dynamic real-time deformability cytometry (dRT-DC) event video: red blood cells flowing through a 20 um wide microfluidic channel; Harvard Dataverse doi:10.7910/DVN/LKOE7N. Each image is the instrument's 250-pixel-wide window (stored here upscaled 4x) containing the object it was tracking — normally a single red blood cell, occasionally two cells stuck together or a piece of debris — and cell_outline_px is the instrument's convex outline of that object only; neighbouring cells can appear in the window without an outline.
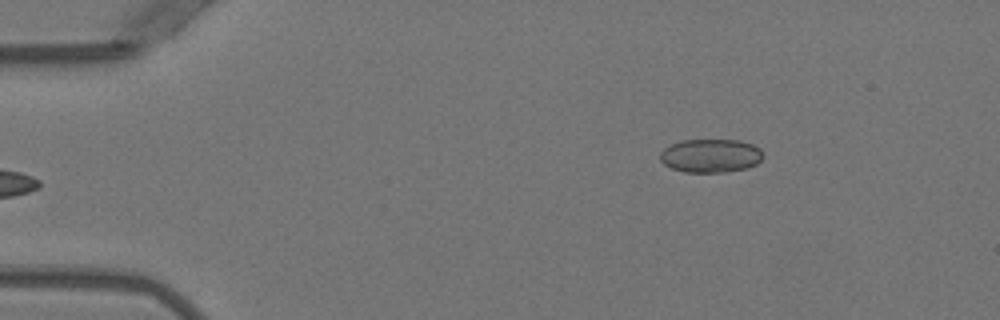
{"species": "Egyptian fruit bat (a non-hibernating species)", "species_latin": "Rousettus aegyptiacus", "temperature_condition": "warm", "stored_images_in_passage": 44, "camera_frame_rate_fps": 3000, "um_per_image_px": 0.085, "animal": {"sex": "female"}, "frame": {"image": 1, "passage_image": 1, "time_ms": 0.0, "image_size_px": [1000, 320], "cell_outline_px": [[764, 156], [756, 164], [748, 168], [728, 172], [684, 172], [672, 168], [664, 164], [660, 160], [660, 152], [664, 148], [680, 140], [740, 140], [752, 144], [760, 148]], "centroid_in_image_um": [60.42, 13.24], "position_along_channel_um": 24.6, "area_um2": 20.29}}
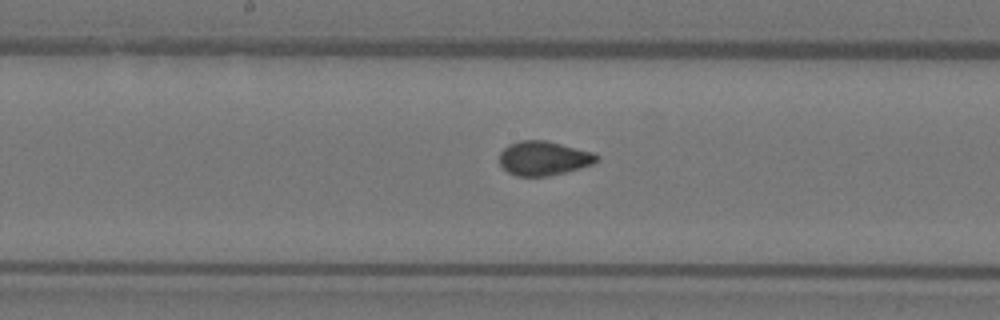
{"frame": {"image": 2, "passage_image": 20, "time_ms": 6.333, "image_size_px": [1000, 320], "cell_outline_px": [[600, 160], [592, 164], [580, 168], [548, 176], [516, 176], [508, 172], [500, 164], [500, 152], [508, 144], [520, 140], [548, 140], [596, 152], [600, 156]], "centroid_in_image_um": [46.26, 13.43], "position_along_channel_um": 201.9, "area_um2": 19.71}}
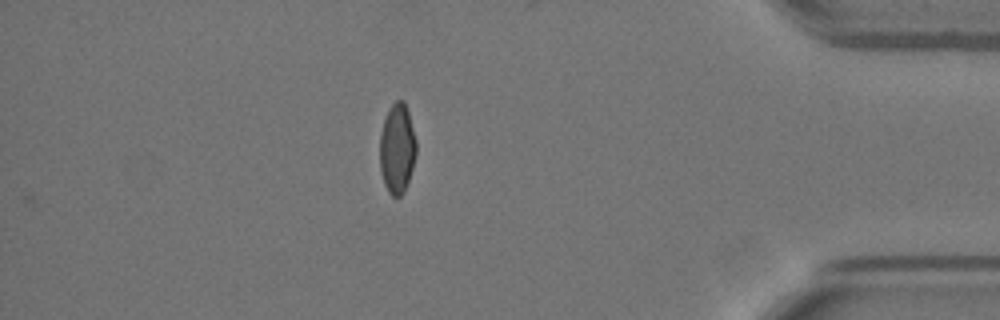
{"frame": {"image": 3, "passage_image": 38, "time_ms": 12.333, "image_size_px": [1000, 320], "cell_outline_px": [[416, 156], [404, 192], [400, 196], [392, 196], [388, 192], [384, 184], [380, 172], [380, 132], [388, 108], [396, 100], [404, 100], [408, 112], [416, 140]], "centroid_in_image_um": [33.74, 12.62], "position_along_channel_um": 401.5, "area_um2": 19.13}, "authors_computed_cell_mechanics": {"area_um2": 19.6231, "velocity_mm_per_s": 3.9698, "shape_relaxation_time_tau1_ms": null, "shape_relaxation_time_tau2_ms": 0.6555, "deformation_change_tau1": null, "deformation_change_tau2": 0.0406}}